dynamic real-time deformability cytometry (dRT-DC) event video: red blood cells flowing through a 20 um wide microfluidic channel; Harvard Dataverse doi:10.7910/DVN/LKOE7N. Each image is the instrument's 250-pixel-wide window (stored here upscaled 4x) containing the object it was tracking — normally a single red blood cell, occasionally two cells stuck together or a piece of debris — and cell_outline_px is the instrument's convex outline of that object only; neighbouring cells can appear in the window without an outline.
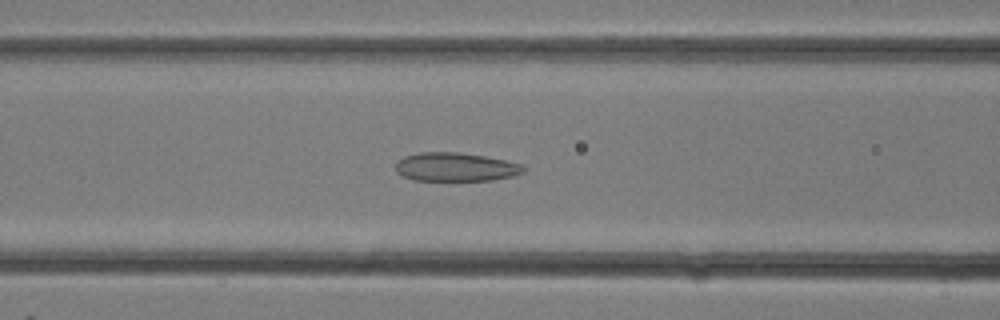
{"species": "common noctule bat (a hibernating species)", "species_latin": "Nyctalus noctula", "temperature_condition": "room temperature", "stored_images_in_passage": 7, "camera_frame_rate_fps": 3000, "um_per_image_px": 0.085, "animal": {"sex": "female"}, "frame": {"image": 1, "passage_image": 5, "time_ms": 1.333, "image_size_px": [1000, 320], "cell_outline_px": [[524, 172], [512, 176], [492, 180], [412, 180], [396, 172], [396, 164], [404, 156], [420, 152], [460, 152], [484, 156], [524, 164]], "centroid_in_image_um": [38.73, 14.19], "position_along_channel_um": 127.9, "area_um2": 21.27}}
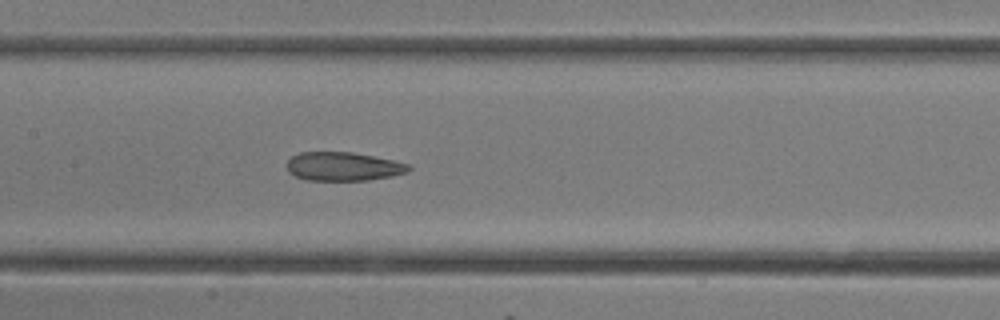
{"frame": {"image": 2, "passage_image": 7, "time_ms": 2.0, "image_size_px": [1000, 320], "cell_outline_px": [[412, 168], [408, 172], [392, 176], [368, 180], [304, 180], [288, 172], [284, 164], [292, 156], [300, 152], [352, 152], [412, 164]], "centroid_in_image_um": [29.16, 14.15], "position_along_channel_um": 178.2, "area_um2": 20.58}}